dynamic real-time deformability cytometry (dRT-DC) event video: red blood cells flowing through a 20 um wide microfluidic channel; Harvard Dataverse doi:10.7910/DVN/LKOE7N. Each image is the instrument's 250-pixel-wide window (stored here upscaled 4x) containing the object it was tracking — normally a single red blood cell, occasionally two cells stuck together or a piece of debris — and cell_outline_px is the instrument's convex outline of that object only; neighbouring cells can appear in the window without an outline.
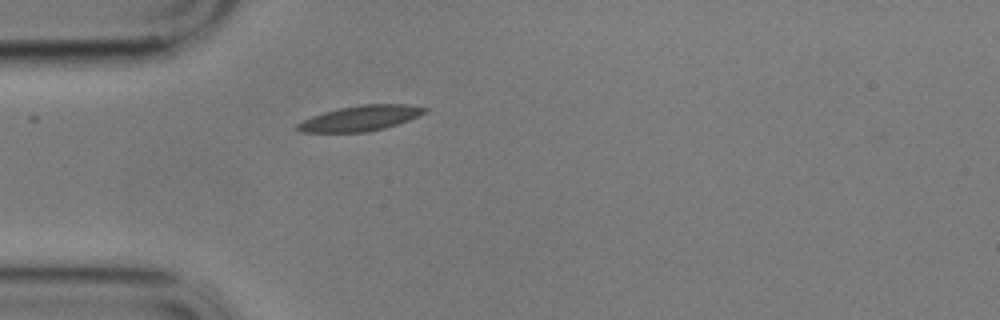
{"species": "common noctule bat (a hibernating species)", "species_latin": "Nyctalus noctula", "temperature_condition": "cold", "stored_images_in_passage": 43, "camera_frame_rate_fps": 3000, "um_per_image_px": 0.085, "animal": {"sex": "male", "body_mass_g": 17.9}, "frame": {"image": 1, "passage_image": 1, "time_ms": 0.0, "image_size_px": [1000, 320], "cell_outline_px": [[428, 112], [408, 120], [384, 128], [368, 132], [300, 132], [296, 128], [296, 124], [312, 116], [324, 112], [340, 108], [360, 104], [408, 104], [428, 108]], "centroid_in_image_um": [30.65, 10.04], "position_along_channel_um": 54.3, "area_um2": 18.73}}
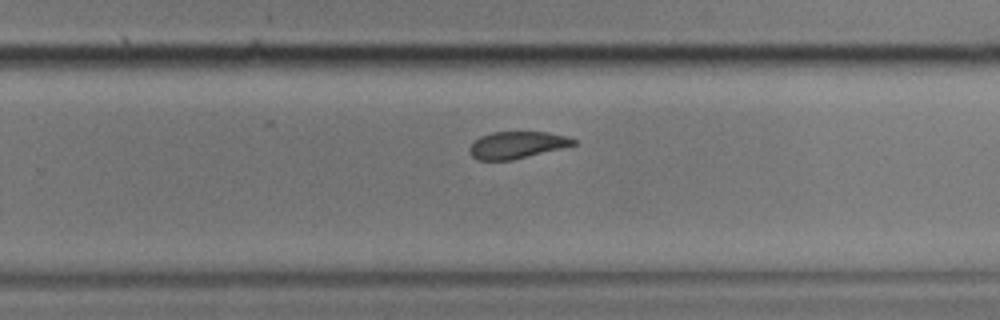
{"frame": {"image": 2, "passage_image": 22, "time_ms": 7.0, "image_size_px": [1000, 320], "cell_outline_px": [[576, 144], [512, 160], [476, 160], [468, 152], [468, 148], [480, 136], [492, 132], [548, 132], [568, 136], [576, 140]], "centroid_in_image_um": [43.91, 12.32], "position_along_channel_um": 285.9, "area_um2": 16.24}}
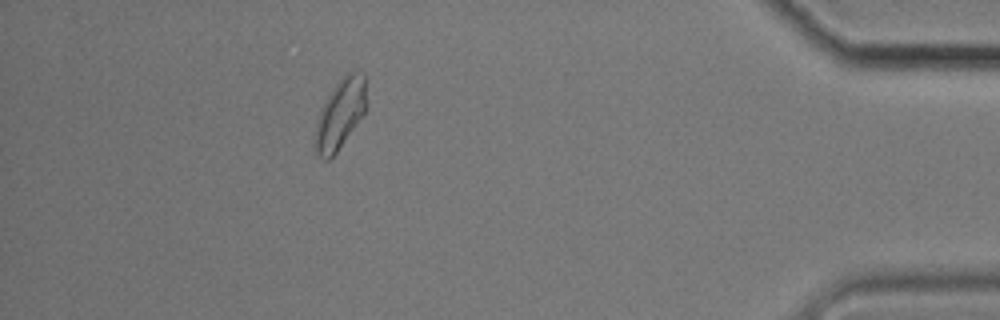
{"frame": {"image": 3, "passage_image": 37, "time_ms": 12.0, "image_size_px": [1000, 320], "cell_outline_px": [[364, 112], [336, 152], [328, 160], [324, 160], [316, 152], [312, 140], [316, 120], [320, 108], [332, 88], [344, 72], [356, 72], [364, 76]], "centroid_in_image_um": [28.82, 9.7], "position_along_channel_um": 406.4, "area_um2": 20.58}, "authors_computed_cell_mechanics": {"area_um2": 18.207, "velocity_mm_per_s": 3.3964, "shape_relaxation_time_tau1_ms": 4.5117, "shape_relaxation_time_tau2_ms": 2.8947, "deformation_change_tau1": 0.1125, "deformation_change_tau2": 0.0857}}